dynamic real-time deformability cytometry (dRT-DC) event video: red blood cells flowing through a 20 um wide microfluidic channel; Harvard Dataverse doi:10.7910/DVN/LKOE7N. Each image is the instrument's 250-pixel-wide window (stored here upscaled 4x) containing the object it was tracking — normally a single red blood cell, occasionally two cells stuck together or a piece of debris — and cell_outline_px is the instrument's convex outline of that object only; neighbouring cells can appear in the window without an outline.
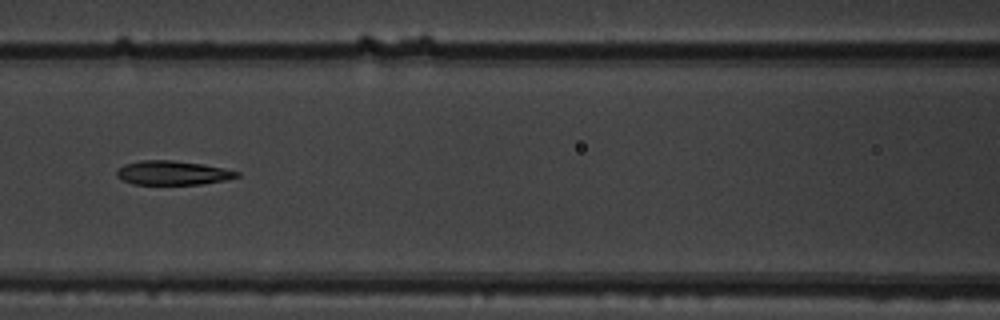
{"species": "common noctule bat (a hibernating species)", "species_latin": "Nyctalus noctula", "temperature_condition": "warm", "stored_images_in_passage": 5, "camera_frame_rate_fps": 3000, "um_per_image_px": 0.085, "animal": {"sex": "male", "body_mass_g": 19.5, "forearm_length_mm": 54.6}, "frame": {"image": 1, "passage_image": 5, "time_ms": 1.333, "image_size_px": [1000, 320], "cell_outline_px": [[240, 176], [224, 180], [204, 184], [132, 184], [116, 176], [116, 172], [124, 164], [140, 160], [172, 160], [200, 164], [224, 168], [240, 172]], "centroid_in_image_um": [14.67, 14.69], "position_along_channel_um": 151.9, "area_um2": 16.76}}